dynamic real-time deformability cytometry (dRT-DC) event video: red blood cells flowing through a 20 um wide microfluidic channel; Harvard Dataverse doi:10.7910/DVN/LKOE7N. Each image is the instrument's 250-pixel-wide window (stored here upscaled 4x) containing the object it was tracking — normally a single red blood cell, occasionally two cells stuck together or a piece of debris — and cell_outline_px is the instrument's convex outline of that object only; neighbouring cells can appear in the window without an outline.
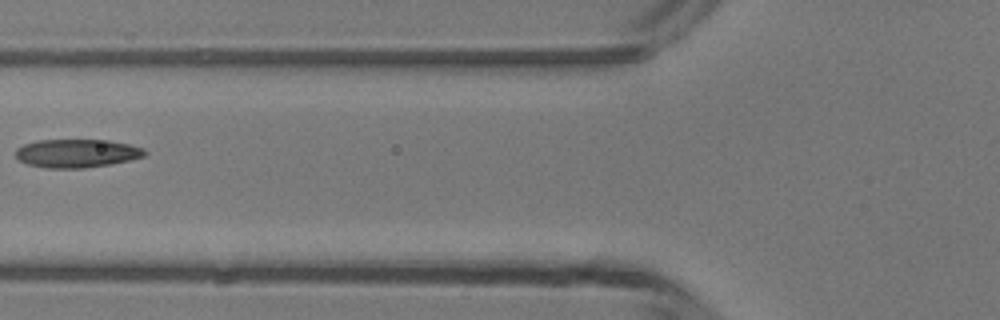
{"species": "common noctule bat (a hibernating species)", "species_latin": "Nyctalus noctula", "temperature_condition": "room temperature", "stored_images_in_passage": 5, "camera_frame_rate_fps": 3000, "um_per_image_px": 0.085, "animal": {"sex": "male", "body_mass_g": 13.3}, "frame": {"image": 1, "passage_image": 5, "time_ms": 4.667, "image_size_px": [1000, 320], "cell_outline_px": [[148, 152], [144, 156], [128, 160], [108, 164], [84, 168], [48, 168], [28, 164], [20, 160], [16, 156], [16, 148], [24, 144], [36, 140], [108, 140], [128, 144], [144, 148]], "centroid_in_image_um": [6.52, 13.02], "position_along_channel_um": 119.3, "area_um2": 21.21}}